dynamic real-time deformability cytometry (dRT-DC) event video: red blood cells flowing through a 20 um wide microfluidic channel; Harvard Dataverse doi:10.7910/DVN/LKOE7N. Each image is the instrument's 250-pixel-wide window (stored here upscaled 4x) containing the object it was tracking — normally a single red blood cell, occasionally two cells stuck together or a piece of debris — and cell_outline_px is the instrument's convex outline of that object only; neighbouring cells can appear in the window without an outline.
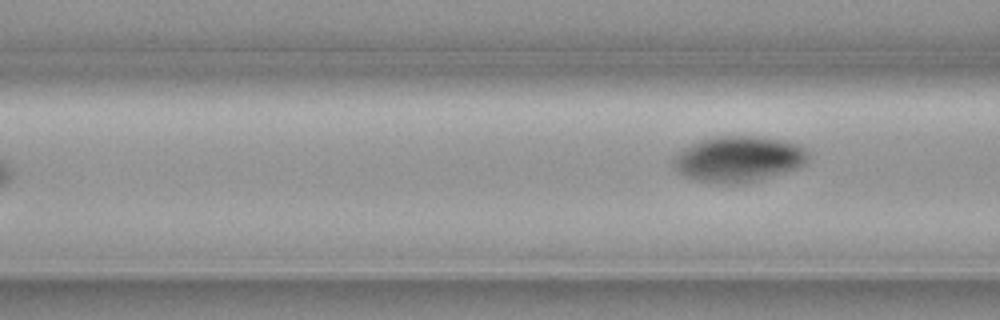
{"species": "common noctule bat (a hibernating species)", "species_latin": "Nyctalus noctula", "temperature_condition": "cold", "stored_images_in_passage": 7, "segment_of_instrument_passage": [2, 2], "camera_frame_rate_fps": 3000, "um_per_image_px": 0.085, "animal": {"sex": "female", "body_mass_g": 19.3, "forearm_length_mm": 54.1}, "frame": {"image": 1, "passage_image": 7, "time_ms": 2.0, "image_size_px": [1000, 320], "cell_outline_px": [[808, 160], [804, 164], [796, 168], [740, 184], [720, 184], [696, 180], [684, 176], [672, 168], [672, 156], [684, 148], [692, 144], [704, 140], [720, 136], [756, 136], [784, 140], [800, 144], [808, 152]], "centroid_in_image_um": [62.73, 13.51], "position_along_channel_um": 103.9, "area_um2": 35.84}}